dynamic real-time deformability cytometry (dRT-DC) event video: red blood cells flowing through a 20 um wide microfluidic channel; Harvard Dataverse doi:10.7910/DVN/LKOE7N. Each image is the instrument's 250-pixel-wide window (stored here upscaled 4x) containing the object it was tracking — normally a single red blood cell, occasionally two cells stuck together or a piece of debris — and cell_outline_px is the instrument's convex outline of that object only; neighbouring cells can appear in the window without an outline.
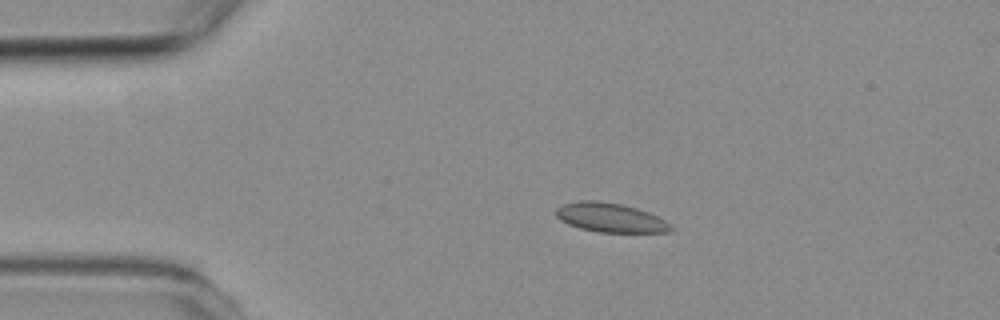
{"species": "common noctule bat (a hibernating species)", "species_latin": "Nyctalus noctula", "temperature_condition": "room temperature", "stored_images_in_passage": 5, "camera_frame_rate_fps": 3000, "um_per_image_px": 0.085, "animal": {"sex": "female", "body_mass_g": 19.3, "forearm_length_mm": 54.1}, "frame": {"image": 1, "passage_image": 3, "time_ms": 2.0, "image_size_px": [1000, 320], "cell_outline_px": [[672, 228], [668, 232], [600, 232], [580, 228], [568, 224], [560, 220], [556, 216], [556, 208], [564, 204], [580, 200], [596, 200], [620, 204], [636, 208], [648, 212], [672, 224]], "centroid_in_image_um": [51.86, 18.49], "position_along_channel_um": 33.1, "area_um2": 19.36}}